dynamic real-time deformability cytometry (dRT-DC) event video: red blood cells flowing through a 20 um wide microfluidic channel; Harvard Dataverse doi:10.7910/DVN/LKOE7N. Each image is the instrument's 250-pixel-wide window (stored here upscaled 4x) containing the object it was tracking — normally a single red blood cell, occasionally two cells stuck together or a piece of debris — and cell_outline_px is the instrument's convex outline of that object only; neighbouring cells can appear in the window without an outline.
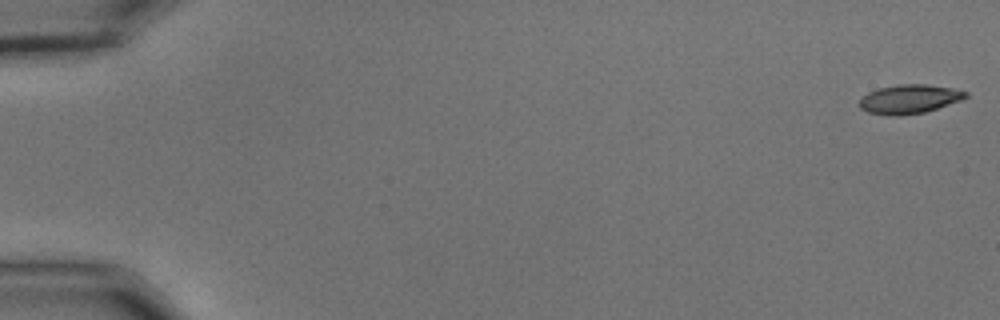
{"species": "common noctule bat (a hibernating species)", "species_latin": "Nyctalus noctula", "temperature_condition": "cold", "stored_images_in_passage": 56, "camera_frame_rate_fps": 3000, "um_per_image_px": 0.085, "animal": {"sex": "male", "body_mass_g": 15.6}, "frame": {"image": 1, "passage_image": 1, "time_ms": 0.0, "image_size_px": [1000, 320], "cell_outline_px": [[968, 96], [960, 100], [924, 112], [900, 116], [896, 116], [868, 112], [860, 108], [860, 96], [868, 92], [880, 88], [900, 84], [924, 84], [952, 88], [968, 92]], "centroid_in_image_um": [77.26, 8.42], "position_along_channel_um": 7.7, "area_um2": 17.74}}
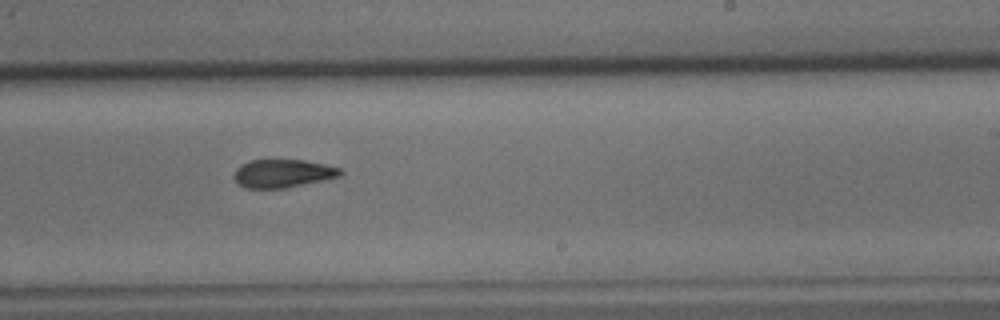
{"frame": {"image": 2, "passage_image": 35, "time_ms": 11.333, "image_size_px": [1000, 320], "cell_outline_px": [[344, 172], [340, 176], [324, 180], [284, 188], [244, 188], [232, 176], [236, 168], [240, 164], [252, 160], [304, 160], [324, 164], [340, 168]], "centroid_in_image_um": [24.03, 14.74], "position_along_channel_um": 265.0, "area_um2": 17.46}}
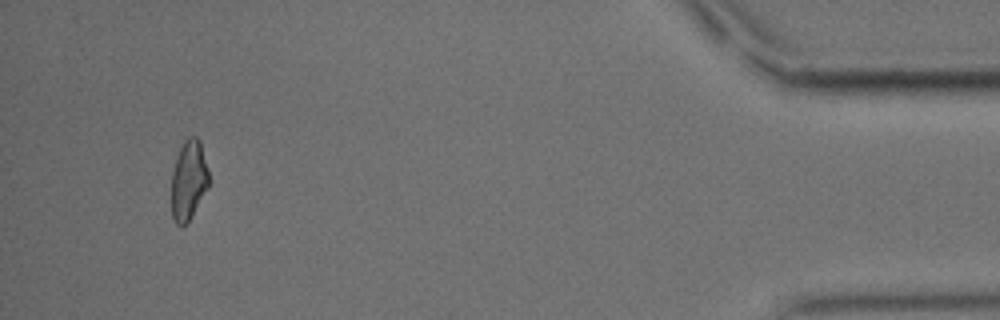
{"frame": {"image": 3, "passage_image": 53, "time_ms": 17.333, "image_size_px": [1000, 320], "cell_outline_px": [[208, 188], [184, 228], [180, 228], [176, 224], [172, 216], [172, 172], [176, 156], [184, 140], [188, 136], [196, 136], [200, 140], [208, 168]], "centroid_in_image_um": [16.03, 15.32], "position_along_channel_um": 419.2, "area_um2": 17.51}, "authors_computed_cell_mechanics": {"area_um2": 18.1492, "velocity_mm_per_s": 3.6524, "shape_relaxation_time_tau1_ms": 4.1055, "shape_relaxation_time_tau2_ms": 2.3576, "deformation_change_tau1": 0.1473, "deformation_change_tau2": 0.0955}}